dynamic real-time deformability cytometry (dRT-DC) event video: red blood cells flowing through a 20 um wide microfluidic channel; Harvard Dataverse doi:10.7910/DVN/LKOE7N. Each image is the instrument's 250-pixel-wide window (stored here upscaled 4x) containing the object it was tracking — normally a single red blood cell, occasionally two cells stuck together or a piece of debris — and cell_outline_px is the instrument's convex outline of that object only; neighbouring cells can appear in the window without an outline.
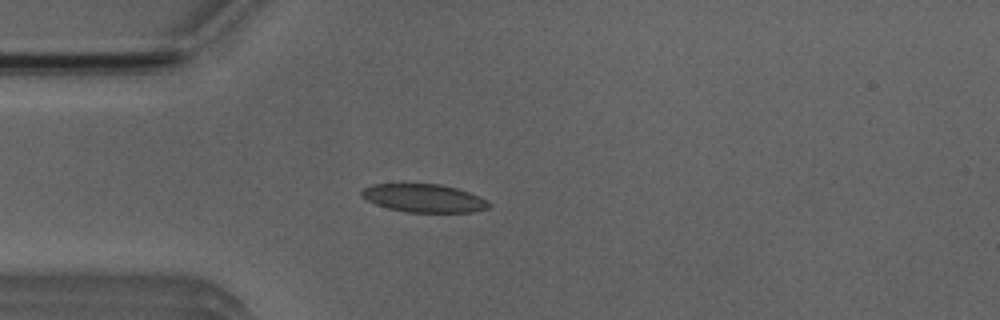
{"species": "Egyptian fruit bat (a non-hibernating species)", "species_latin": "Rousettus aegyptiacus", "temperature_condition": "room temperature", "stored_images_in_passage": 51, "camera_frame_rate_fps": 3000, "um_per_image_px": 0.085, "animal": {"sex": "male"}, "frame": {"image": 1, "passage_image": 13, "time_ms": 4.0, "image_size_px": [1000, 320], "cell_outline_px": [[492, 204], [488, 208], [472, 212], [408, 212], [388, 208], [376, 204], [360, 196], [360, 192], [364, 188], [372, 184], [440, 184], [456, 188], [468, 192]], "centroid_in_image_um": [35.99, 16.84], "position_along_channel_um": 49.0, "area_um2": 20.63}}
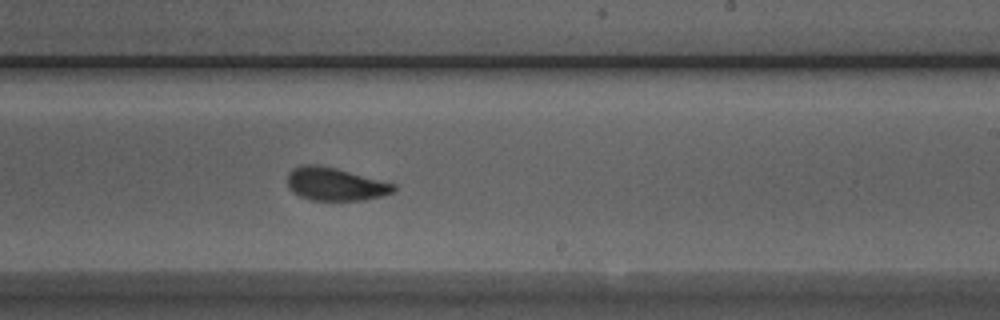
{"frame": {"image": 2, "passage_image": 30, "time_ms": 9.667, "image_size_px": [1000, 320], "cell_outline_px": [[396, 188], [392, 192], [380, 196], [364, 200], [312, 200], [300, 196], [292, 192], [288, 188], [288, 172], [292, 168], [300, 164], [320, 164], [336, 168], [396, 184]], "centroid_in_image_um": [28.45, 15.63], "position_along_channel_um": 260.6, "area_um2": 20.52}}
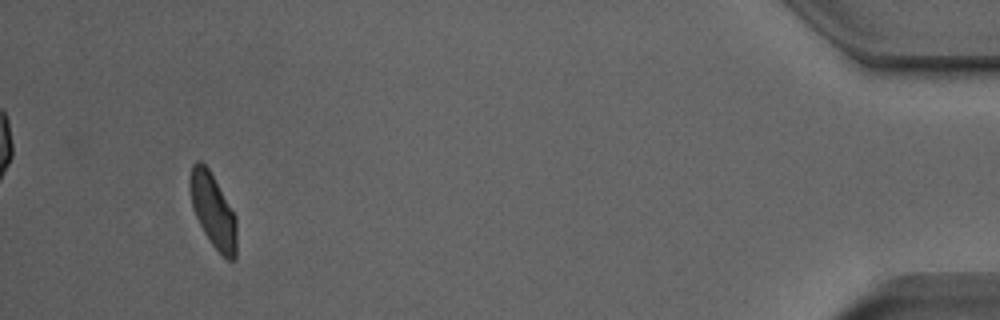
{"frame": {"image": 3, "passage_image": 48, "time_ms": 15.667, "image_size_px": [1000, 320], "cell_outline_px": [[236, 260], [228, 260], [208, 240], [192, 208], [188, 188], [188, 180], [192, 164], [196, 160], [200, 160], [208, 168], [236, 216]], "centroid_in_image_um": [18.08, 17.87], "position_along_channel_um": 417.1, "area_um2": 20.17}, "authors_computed_cell_mechanics": {"area_um2": 20.6346, "velocity_mm_per_s": 3.9134, "shape_relaxation_time_tau1_ms": 5.4525, "shape_relaxation_time_tau2_ms": 1.2793, "deformation_change_tau1": 0.1592, "deformation_change_tau2": 0.0596}}